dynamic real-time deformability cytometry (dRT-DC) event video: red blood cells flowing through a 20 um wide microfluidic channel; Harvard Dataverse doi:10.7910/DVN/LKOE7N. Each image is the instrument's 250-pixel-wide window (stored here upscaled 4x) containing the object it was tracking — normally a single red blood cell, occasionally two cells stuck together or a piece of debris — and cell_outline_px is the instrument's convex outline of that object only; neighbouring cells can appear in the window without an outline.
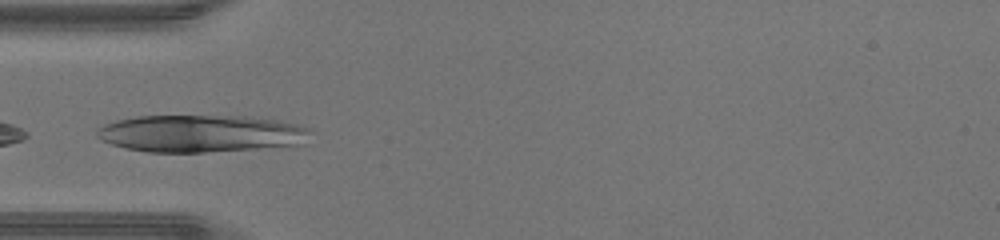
{"species": "human", "species_latin": "Homo sapiens", "temperature_condition": "warm", "stored_images_in_passage": 37, "camera_frame_rate_fps": 3000, "um_per_image_px": 0.085, "donor": {"sex": "male"}, "frame": {"image": 1, "passage_image": 12, "time_ms": 3.667, "image_size_px": [1000, 240], "cell_outline_px": [[312, 132], [300, 144], [256, 148], [204, 152], [148, 152], [124, 148], [100, 140], [96, 136], [96, 128], [104, 124], [116, 120], [136, 116], [248, 116], [280, 120], [300, 124], [312, 128]], "centroid_in_image_um": [17.05, 11.33], "position_along_channel_um": 68.0, "area_um2": 46.59}}
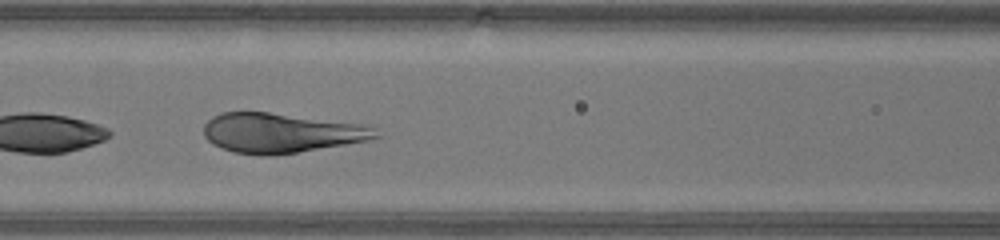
{"frame": {"image": 2, "passage_image": 17, "time_ms": 5.333, "image_size_px": [1000, 240], "cell_outline_px": [[380, 136], [368, 140], [296, 152], [268, 156], [260, 156], [232, 152], [212, 144], [204, 136], [204, 124], [212, 116], [220, 112], [268, 112], [368, 124]], "centroid_in_image_um": [23.85, 11.29], "position_along_channel_um": 142.8, "area_um2": 39.82}, "authors_computed_cell_mechanics": {"area_um2": 39.5352, "velocity_mm_per_s": 4.3999, "shape_relaxation_time_tau1_ms": 1.3751, "shape_relaxation_time_tau2_ms": null, "deformation_change_tau1": 0.1812, "deformation_change_tau2": null}}